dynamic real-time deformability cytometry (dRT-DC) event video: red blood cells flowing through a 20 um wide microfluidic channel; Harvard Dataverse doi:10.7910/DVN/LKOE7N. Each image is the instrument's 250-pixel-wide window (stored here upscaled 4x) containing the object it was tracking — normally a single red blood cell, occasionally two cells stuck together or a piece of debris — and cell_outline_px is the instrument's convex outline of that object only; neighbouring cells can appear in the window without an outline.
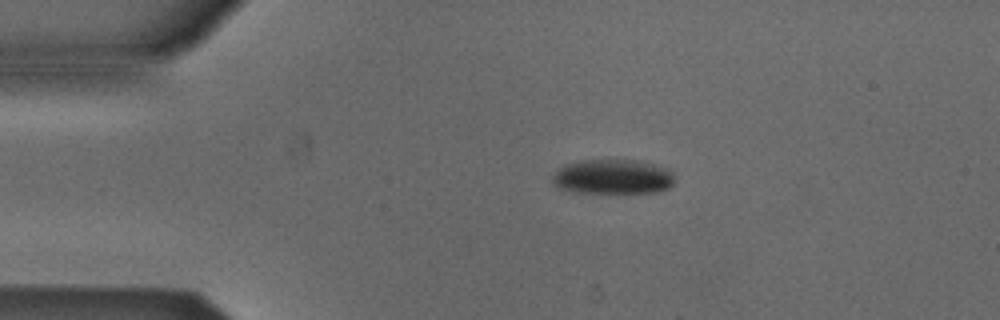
{"species": "Egyptian fruit bat (a non-hibernating species)", "species_latin": "Rousettus aegyptiacus", "temperature_condition": "cold", "stored_images_in_passage": 52, "camera_frame_rate_fps": 3000, "um_per_image_px": 0.085, "animal": {"sex": "male"}, "frame": {"image": 1, "passage_image": 10, "time_ms": 3.0, "image_size_px": [1000, 320], "cell_outline_px": [[676, 180], [668, 188], [656, 192], [580, 192], [560, 188], [552, 180], [552, 176], [564, 164], [580, 160], [632, 160], [652, 164], [668, 168], [672, 172]], "centroid_in_image_um": [52.12, 15.01], "position_along_channel_um": 32.9, "area_um2": 24.45}}
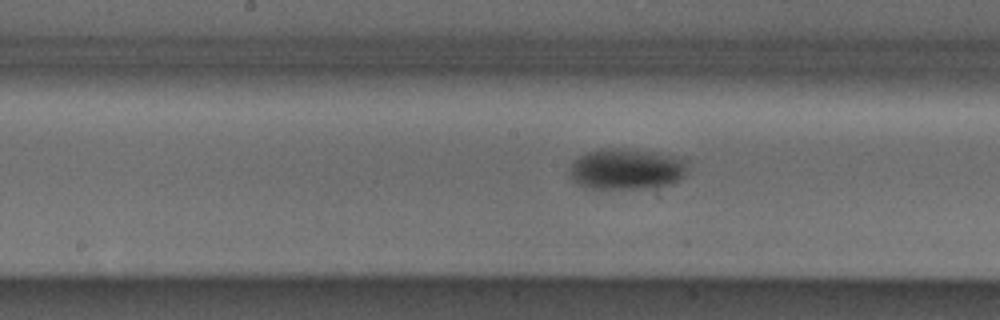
{"frame": {"image": 2, "passage_image": 26, "time_ms": 8.333, "image_size_px": [1000, 320], "cell_outline_px": [[688, 160], [684, 176], [680, 180], [672, 184], [656, 188], [584, 188], [576, 184], [568, 176], [568, 168], [572, 160], [588, 152], [600, 148], [624, 148], [656, 152], [680, 156]], "centroid_in_image_um": [53.24, 14.36], "position_along_channel_um": 195.0, "area_um2": 29.02}}
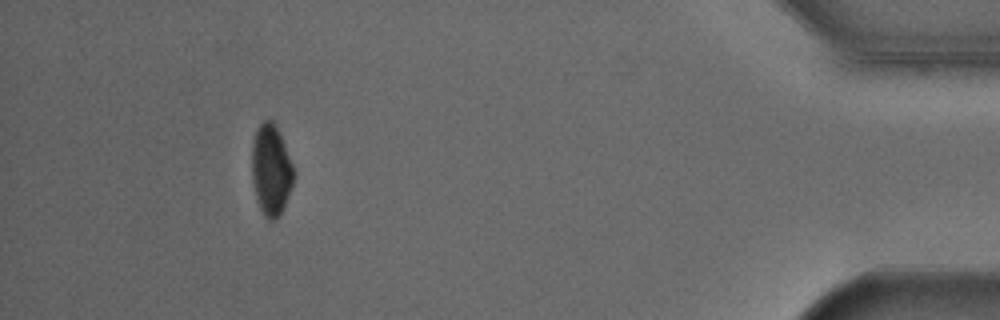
{"frame": {"image": 3, "passage_image": 48, "time_ms": 15.667, "image_size_px": [1000, 320], "cell_outline_px": [[292, 184], [284, 208], [276, 220], [268, 220], [264, 216], [256, 200], [252, 180], [252, 144], [256, 128], [264, 120], [272, 120], [280, 136], [292, 164]], "centroid_in_image_um": [23.0, 14.49], "position_along_channel_um": 412.2, "area_um2": 21.79}, "authors_computed_cell_mechanics": {"area_um2": 25.4609, "velocity_mm_per_s": 3.8532, "shape_relaxation_time_tau1_ms": 2.3991, "shape_relaxation_time_tau2_ms": null, "deformation_change_tau1": 0.0706, "deformation_change_tau2": null}}